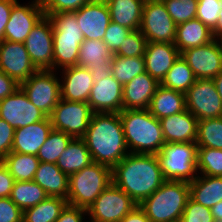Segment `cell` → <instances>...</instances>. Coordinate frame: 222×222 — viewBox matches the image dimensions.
Instances as JSON below:
<instances>
[{
    "label": "cell",
    "mask_w": 222,
    "mask_h": 222,
    "mask_svg": "<svg viewBox=\"0 0 222 222\" xmlns=\"http://www.w3.org/2000/svg\"><path fill=\"white\" fill-rule=\"evenodd\" d=\"M158 157L153 154H127L112 168V183L137 205L151 196L164 182Z\"/></svg>",
    "instance_id": "1"
},
{
    "label": "cell",
    "mask_w": 222,
    "mask_h": 222,
    "mask_svg": "<svg viewBox=\"0 0 222 222\" xmlns=\"http://www.w3.org/2000/svg\"><path fill=\"white\" fill-rule=\"evenodd\" d=\"M82 139L93 162L110 168L129 154L119 113H93Z\"/></svg>",
    "instance_id": "2"
},
{
    "label": "cell",
    "mask_w": 222,
    "mask_h": 222,
    "mask_svg": "<svg viewBox=\"0 0 222 222\" xmlns=\"http://www.w3.org/2000/svg\"><path fill=\"white\" fill-rule=\"evenodd\" d=\"M129 153L156 155L165 144L160 121L148 109L119 113Z\"/></svg>",
    "instance_id": "3"
},
{
    "label": "cell",
    "mask_w": 222,
    "mask_h": 222,
    "mask_svg": "<svg viewBox=\"0 0 222 222\" xmlns=\"http://www.w3.org/2000/svg\"><path fill=\"white\" fill-rule=\"evenodd\" d=\"M189 198V182L166 180L139 207L151 222H176L181 220Z\"/></svg>",
    "instance_id": "4"
},
{
    "label": "cell",
    "mask_w": 222,
    "mask_h": 222,
    "mask_svg": "<svg viewBox=\"0 0 222 222\" xmlns=\"http://www.w3.org/2000/svg\"><path fill=\"white\" fill-rule=\"evenodd\" d=\"M48 16L53 25V69L77 66L80 45L84 41L76 11Z\"/></svg>",
    "instance_id": "5"
},
{
    "label": "cell",
    "mask_w": 222,
    "mask_h": 222,
    "mask_svg": "<svg viewBox=\"0 0 222 222\" xmlns=\"http://www.w3.org/2000/svg\"><path fill=\"white\" fill-rule=\"evenodd\" d=\"M111 183L112 168L92 162L69 176L68 204L87 210Z\"/></svg>",
    "instance_id": "6"
},
{
    "label": "cell",
    "mask_w": 222,
    "mask_h": 222,
    "mask_svg": "<svg viewBox=\"0 0 222 222\" xmlns=\"http://www.w3.org/2000/svg\"><path fill=\"white\" fill-rule=\"evenodd\" d=\"M156 156L165 180L191 182L197 177L196 143H165Z\"/></svg>",
    "instance_id": "7"
},
{
    "label": "cell",
    "mask_w": 222,
    "mask_h": 222,
    "mask_svg": "<svg viewBox=\"0 0 222 222\" xmlns=\"http://www.w3.org/2000/svg\"><path fill=\"white\" fill-rule=\"evenodd\" d=\"M137 203L111 183L87 209L91 222H120Z\"/></svg>",
    "instance_id": "8"
},
{
    "label": "cell",
    "mask_w": 222,
    "mask_h": 222,
    "mask_svg": "<svg viewBox=\"0 0 222 222\" xmlns=\"http://www.w3.org/2000/svg\"><path fill=\"white\" fill-rule=\"evenodd\" d=\"M176 26L162 0L145 1L139 29L147 42L174 43Z\"/></svg>",
    "instance_id": "9"
},
{
    "label": "cell",
    "mask_w": 222,
    "mask_h": 222,
    "mask_svg": "<svg viewBox=\"0 0 222 222\" xmlns=\"http://www.w3.org/2000/svg\"><path fill=\"white\" fill-rule=\"evenodd\" d=\"M53 71L38 70L20 84L31 103L47 116L52 114L61 99L59 79L55 77Z\"/></svg>",
    "instance_id": "10"
},
{
    "label": "cell",
    "mask_w": 222,
    "mask_h": 222,
    "mask_svg": "<svg viewBox=\"0 0 222 222\" xmlns=\"http://www.w3.org/2000/svg\"><path fill=\"white\" fill-rule=\"evenodd\" d=\"M93 115L87 102L60 99L49 116L52 128L65 132L73 138H82Z\"/></svg>",
    "instance_id": "11"
},
{
    "label": "cell",
    "mask_w": 222,
    "mask_h": 222,
    "mask_svg": "<svg viewBox=\"0 0 222 222\" xmlns=\"http://www.w3.org/2000/svg\"><path fill=\"white\" fill-rule=\"evenodd\" d=\"M185 99L186 109L198 120L222 117V100L213 79H196Z\"/></svg>",
    "instance_id": "12"
},
{
    "label": "cell",
    "mask_w": 222,
    "mask_h": 222,
    "mask_svg": "<svg viewBox=\"0 0 222 222\" xmlns=\"http://www.w3.org/2000/svg\"><path fill=\"white\" fill-rule=\"evenodd\" d=\"M180 55L196 79H213L222 71V43L217 38L205 45L188 48Z\"/></svg>",
    "instance_id": "13"
},
{
    "label": "cell",
    "mask_w": 222,
    "mask_h": 222,
    "mask_svg": "<svg viewBox=\"0 0 222 222\" xmlns=\"http://www.w3.org/2000/svg\"><path fill=\"white\" fill-rule=\"evenodd\" d=\"M24 45L37 70H53V25L48 16L32 28Z\"/></svg>",
    "instance_id": "14"
},
{
    "label": "cell",
    "mask_w": 222,
    "mask_h": 222,
    "mask_svg": "<svg viewBox=\"0 0 222 222\" xmlns=\"http://www.w3.org/2000/svg\"><path fill=\"white\" fill-rule=\"evenodd\" d=\"M46 117L45 113L31 103L20 86L11 95L0 100V118L14 129L37 123Z\"/></svg>",
    "instance_id": "15"
},
{
    "label": "cell",
    "mask_w": 222,
    "mask_h": 222,
    "mask_svg": "<svg viewBox=\"0 0 222 222\" xmlns=\"http://www.w3.org/2000/svg\"><path fill=\"white\" fill-rule=\"evenodd\" d=\"M0 70L19 85L38 70L33 65L24 43L0 42Z\"/></svg>",
    "instance_id": "16"
},
{
    "label": "cell",
    "mask_w": 222,
    "mask_h": 222,
    "mask_svg": "<svg viewBox=\"0 0 222 222\" xmlns=\"http://www.w3.org/2000/svg\"><path fill=\"white\" fill-rule=\"evenodd\" d=\"M45 16L40 0L31 5L14 3L9 21L5 27L4 40L24 43L32 28Z\"/></svg>",
    "instance_id": "17"
},
{
    "label": "cell",
    "mask_w": 222,
    "mask_h": 222,
    "mask_svg": "<svg viewBox=\"0 0 222 222\" xmlns=\"http://www.w3.org/2000/svg\"><path fill=\"white\" fill-rule=\"evenodd\" d=\"M77 23L84 40H102L111 22L110 10L105 0H92L76 11Z\"/></svg>",
    "instance_id": "18"
},
{
    "label": "cell",
    "mask_w": 222,
    "mask_h": 222,
    "mask_svg": "<svg viewBox=\"0 0 222 222\" xmlns=\"http://www.w3.org/2000/svg\"><path fill=\"white\" fill-rule=\"evenodd\" d=\"M87 103L93 113H120L123 110V85L112 74L94 82Z\"/></svg>",
    "instance_id": "19"
},
{
    "label": "cell",
    "mask_w": 222,
    "mask_h": 222,
    "mask_svg": "<svg viewBox=\"0 0 222 222\" xmlns=\"http://www.w3.org/2000/svg\"><path fill=\"white\" fill-rule=\"evenodd\" d=\"M179 56L180 52L174 43L147 42L145 72L161 83Z\"/></svg>",
    "instance_id": "20"
},
{
    "label": "cell",
    "mask_w": 222,
    "mask_h": 222,
    "mask_svg": "<svg viewBox=\"0 0 222 222\" xmlns=\"http://www.w3.org/2000/svg\"><path fill=\"white\" fill-rule=\"evenodd\" d=\"M159 121L165 143H196L198 119L187 109Z\"/></svg>",
    "instance_id": "21"
},
{
    "label": "cell",
    "mask_w": 222,
    "mask_h": 222,
    "mask_svg": "<svg viewBox=\"0 0 222 222\" xmlns=\"http://www.w3.org/2000/svg\"><path fill=\"white\" fill-rule=\"evenodd\" d=\"M159 85L147 72L134 77L123 86V110L148 109Z\"/></svg>",
    "instance_id": "22"
},
{
    "label": "cell",
    "mask_w": 222,
    "mask_h": 222,
    "mask_svg": "<svg viewBox=\"0 0 222 222\" xmlns=\"http://www.w3.org/2000/svg\"><path fill=\"white\" fill-rule=\"evenodd\" d=\"M64 83L60 84L61 99L87 102L94 85L93 77L86 67L72 66L63 69Z\"/></svg>",
    "instance_id": "23"
},
{
    "label": "cell",
    "mask_w": 222,
    "mask_h": 222,
    "mask_svg": "<svg viewBox=\"0 0 222 222\" xmlns=\"http://www.w3.org/2000/svg\"><path fill=\"white\" fill-rule=\"evenodd\" d=\"M52 130L50 117L37 123L16 128L11 152L37 155Z\"/></svg>",
    "instance_id": "24"
},
{
    "label": "cell",
    "mask_w": 222,
    "mask_h": 222,
    "mask_svg": "<svg viewBox=\"0 0 222 222\" xmlns=\"http://www.w3.org/2000/svg\"><path fill=\"white\" fill-rule=\"evenodd\" d=\"M48 196L67 200L69 194V177L56 164L40 162L33 179Z\"/></svg>",
    "instance_id": "25"
},
{
    "label": "cell",
    "mask_w": 222,
    "mask_h": 222,
    "mask_svg": "<svg viewBox=\"0 0 222 222\" xmlns=\"http://www.w3.org/2000/svg\"><path fill=\"white\" fill-rule=\"evenodd\" d=\"M214 39L213 31L194 18L176 26L174 44L181 53L188 48L205 45Z\"/></svg>",
    "instance_id": "26"
},
{
    "label": "cell",
    "mask_w": 222,
    "mask_h": 222,
    "mask_svg": "<svg viewBox=\"0 0 222 222\" xmlns=\"http://www.w3.org/2000/svg\"><path fill=\"white\" fill-rule=\"evenodd\" d=\"M148 110L158 120L183 112L186 110L185 94L160 84L151 99Z\"/></svg>",
    "instance_id": "27"
},
{
    "label": "cell",
    "mask_w": 222,
    "mask_h": 222,
    "mask_svg": "<svg viewBox=\"0 0 222 222\" xmlns=\"http://www.w3.org/2000/svg\"><path fill=\"white\" fill-rule=\"evenodd\" d=\"M111 21L131 31L140 28L145 0H105Z\"/></svg>",
    "instance_id": "28"
},
{
    "label": "cell",
    "mask_w": 222,
    "mask_h": 222,
    "mask_svg": "<svg viewBox=\"0 0 222 222\" xmlns=\"http://www.w3.org/2000/svg\"><path fill=\"white\" fill-rule=\"evenodd\" d=\"M93 162L91 154L82 138H73L61 153L56 165L68 177L79 172Z\"/></svg>",
    "instance_id": "29"
},
{
    "label": "cell",
    "mask_w": 222,
    "mask_h": 222,
    "mask_svg": "<svg viewBox=\"0 0 222 222\" xmlns=\"http://www.w3.org/2000/svg\"><path fill=\"white\" fill-rule=\"evenodd\" d=\"M202 176L189 182L190 198L211 209L222 201V177Z\"/></svg>",
    "instance_id": "30"
},
{
    "label": "cell",
    "mask_w": 222,
    "mask_h": 222,
    "mask_svg": "<svg viewBox=\"0 0 222 222\" xmlns=\"http://www.w3.org/2000/svg\"><path fill=\"white\" fill-rule=\"evenodd\" d=\"M67 204L66 199L48 196L34 207L23 211V222H55Z\"/></svg>",
    "instance_id": "31"
},
{
    "label": "cell",
    "mask_w": 222,
    "mask_h": 222,
    "mask_svg": "<svg viewBox=\"0 0 222 222\" xmlns=\"http://www.w3.org/2000/svg\"><path fill=\"white\" fill-rule=\"evenodd\" d=\"M2 162L8 168L14 181L33 180L40 163L36 155L17 152H10Z\"/></svg>",
    "instance_id": "32"
},
{
    "label": "cell",
    "mask_w": 222,
    "mask_h": 222,
    "mask_svg": "<svg viewBox=\"0 0 222 222\" xmlns=\"http://www.w3.org/2000/svg\"><path fill=\"white\" fill-rule=\"evenodd\" d=\"M48 197L46 191L33 180L15 181L10 199L22 210L34 207Z\"/></svg>",
    "instance_id": "33"
},
{
    "label": "cell",
    "mask_w": 222,
    "mask_h": 222,
    "mask_svg": "<svg viewBox=\"0 0 222 222\" xmlns=\"http://www.w3.org/2000/svg\"><path fill=\"white\" fill-rule=\"evenodd\" d=\"M113 55L104 41L86 39L80 45L77 65L86 68L102 66L107 60H112Z\"/></svg>",
    "instance_id": "34"
},
{
    "label": "cell",
    "mask_w": 222,
    "mask_h": 222,
    "mask_svg": "<svg viewBox=\"0 0 222 222\" xmlns=\"http://www.w3.org/2000/svg\"><path fill=\"white\" fill-rule=\"evenodd\" d=\"M195 81L196 77L192 69L180 55L160 84L185 94Z\"/></svg>",
    "instance_id": "35"
},
{
    "label": "cell",
    "mask_w": 222,
    "mask_h": 222,
    "mask_svg": "<svg viewBox=\"0 0 222 222\" xmlns=\"http://www.w3.org/2000/svg\"><path fill=\"white\" fill-rule=\"evenodd\" d=\"M145 72L144 57H119L113 55L111 74L123 86Z\"/></svg>",
    "instance_id": "36"
},
{
    "label": "cell",
    "mask_w": 222,
    "mask_h": 222,
    "mask_svg": "<svg viewBox=\"0 0 222 222\" xmlns=\"http://www.w3.org/2000/svg\"><path fill=\"white\" fill-rule=\"evenodd\" d=\"M197 148L222 150V117L198 120Z\"/></svg>",
    "instance_id": "37"
},
{
    "label": "cell",
    "mask_w": 222,
    "mask_h": 222,
    "mask_svg": "<svg viewBox=\"0 0 222 222\" xmlns=\"http://www.w3.org/2000/svg\"><path fill=\"white\" fill-rule=\"evenodd\" d=\"M72 136L52 128L46 142L40 147L37 157L40 162L56 164L61 153L66 149Z\"/></svg>",
    "instance_id": "38"
},
{
    "label": "cell",
    "mask_w": 222,
    "mask_h": 222,
    "mask_svg": "<svg viewBox=\"0 0 222 222\" xmlns=\"http://www.w3.org/2000/svg\"><path fill=\"white\" fill-rule=\"evenodd\" d=\"M203 175L222 177V150L197 148V170Z\"/></svg>",
    "instance_id": "39"
},
{
    "label": "cell",
    "mask_w": 222,
    "mask_h": 222,
    "mask_svg": "<svg viewBox=\"0 0 222 222\" xmlns=\"http://www.w3.org/2000/svg\"><path fill=\"white\" fill-rule=\"evenodd\" d=\"M176 25L196 18L198 0H162Z\"/></svg>",
    "instance_id": "40"
},
{
    "label": "cell",
    "mask_w": 222,
    "mask_h": 222,
    "mask_svg": "<svg viewBox=\"0 0 222 222\" xmlns=\"http://www.w3.org/2000/svg\"><path fill=\"white\" fill-rule=\"evenodd\" d=\"M147 39L141 33L140 29L131 31L119 50L114 54L119 57H144Z\"/></svg>",
    "instance_id": "41"
},
{
    "label": "cell",
    "mask_w": 222,
    "mask_h": 222,
    "mask_svg": "<svg viewBox=\"0 0 222 222\" xmlns=\"http://www.w3.org/2000/svg\"><path fill=\"white\" fill-rule=\"evenodd\" d=\"M221 10L220 0H198L196 18L213 30L216 27Z\"/></svg>",
    "instance_id": "42"
},
{
    "label": "cell",
    "mask_w": 222,
    "mask_h": 222,
    "mask_svg": "<svg viewBox=\"0 0 222 222\" xmlns=\"http://www.w3.org/2000/svg\"><path fill=\"white\" fill-rule=\"evenodd\" d=\"M182 222H214L210 208L203 206L189 198L182 217Z\"/></svg>",
    "instance_id": "43"
},
{
    "label": "cell",
    "mask_w": 222,
    "mask_h": 222,
    "mask_svg": "<svg viewBox=\"0 0 222 222\" xmlns=\"http://www.w3.org/2000/svg\"><path fill=\"white\" fill-rule=\"evenodd\" d=\"M92 0H40L45 15L75 12Z\"/></svg>",
    "instance_id": "44"
},
{
    "label": "cell",
    "mask_w": 222,
    "mask_h": 222,
    "mask_svg": "<svg viewBox=\"0 0 222 222\" xmlns=\"http://www.w3.org/2000/svg\"><path fill=\"white\" fill-rule=\"evenodd\" d=\"M130 32V29L111 21L106 29L103 41L111 52L115 54Z\"/></svg>",
    "instance_id": "45"
},
{
    "label": "cell",
    "mask_w": 222,
    "mask_h": 222,
    "mask_svg": "<svg viewBox=\"0 0 222 222\" xmlns=\"http://www.w3.org/2000/svg\"><path fill=\"white\" fill-rule=\"evenodd\" d=\"M0 222H23V211L10 197L0 198Z\"/></svg>",
    "instance_id": "46"
},
{
    "label": "cell",
    "mask_w": 222,
    "mask_h": 222,
    "mask_svg": "<svg viewBox=\"0 0 222 222\" xmlns=\"http://www.w3.org/2000/svg\"><path fill=\"white\" fill-rule=\"evenodd\" d=\"M14 133L15 129L0 118V158L2 160L11 152Z\"/></svg>",
    "instance_id": "47"
},
{
    "label": "cell",
    "mask_w": 222,
    "mask_h": 222,
    "mask_svg": "<svg viewBox=\"0 0 222 222\" xmlns=\"http://www.w3.org/2000/svg\"><path fill=\"white\" fill-rule=\"evenodd\" d=\"M86 209L67 204L55 222H83V214Z\"/></svg>",
    "instance_id": "48"
},
{
    "label": "cell",
    "mask_w": 222,
    "mask_h": 222,
    "mask_svg": "<svg viewBox=\"0 0 222 222\" xmlns=\"http://www.w3.org/2000/svg\"><path fill=\"white\" fill-rule=\"evenodd\" d=\"M14 182L13 176L2 162L0 164V198L10 197Z\"/></svg>",
    "instance_id": "49"
},
{
    "label": "cell",
    "mask_w": 222,
    "mask_h": 222,
    "mask_svg": "<svg viewBox=\"0 0 222 222\" xmlns=\"http://www.w3.org/2000/svg\"><path fill=\"white\" fill-rule=\"evenodd\" d=\"M17 0H0V42L4 40L5 27L9 21L10 13Z\"/></svg>",
    "instance_id": "50"
},
{
    "label": "cell",
    "mask_w": 222,
    "mask_h": 222,
    "mask_svg": "<svg viewBox=\"0 0 222 222\" xmlns=\"http://www.w3.org/2000/svg\"><path fill=\"white\" fill-rule=\"evenodd\" d=\"M20 85L0 70V100L11 95Z\"/></svg>",
    "instance_id": "51"
},
{
    "label": "cell",
    "mask_w": 222,
    "mask_h": 222,
    "mask_svg": "<svg viewBox=\"0 0 222 222\" xmlns=\"http://www.w3.org/2000/svg\"><path fill=\"white\" fill-rule=\"evenodd\" d=\"M111 62L112 60H107L102 66L87 67L93 77L94 82H99L100 80L111 75Z\"/></svg>",
    "instance_id": "52"
},
{
    "label": "cell",
    "mask_w": 222,
    "mask_h": 222,
    "mask_svg": "<svg viewBox=\"0 0 222 222\" xmlns=\"http://www.w3.org/2000/svg\"><path fill=\"white\" fill-rule=\"evenodd\" d=\"M120 222H151V220L138 205L131 212H129Z\"/></svg>",
    "instance_id": "53"
},
{
    "label": "cell",
    "mask_w": 222,
    "mask_h": 222,
    "mask_svg": "<svg viewBox=\"0 0 222 222\" xmlns=\"http://www.w3.org/2000/svg\"><path fill=\"white\" fill-rule=\"evenodd\" d=\"M210 210L214 220H222V201L215 204Z\"/></svg>",
    "instance_id": "54"
},
{
    "label": "cell",
    "mask_w": 222,
    "mask_h": 222,
    "mask_svg": "<svg viewBox=\"0 0 222 222\" xmlns=\"http://www.w3.org/2000/svg\"><path fill=\"white\" fill-rule=\"evenodd\" d=\"M214 38L222 37V10L219 12V18L216 24V27L212 30Z\"/></svg>",
    "instance_id": "55"
},
{
    "label": "cell",
    "mask_w": 222,
    "mask_h": 222,
    "mask_svg": "<svg viewBox=\"0 0 222 222\" xmlns=\"http://www.w3.org/2000/svg\"><path fill=\"white\" fill-rule=\"evenodd\" d=\"M213 82L222 100V71L216 77L213 78Z\"/></svg>",
    "instance_id": "56"
},
{
    "label": "cell",
    "mask_w": 222,
    "mask_h": 222,
    "mask_svg": "<svg viewBox=\"0 0 222 222\" xmlns=\"http://www.w3.org/2000/svg\"><path fill=\"white\" fill-rule=\"evenodd\" d=\"M214 222H222V220H214Z\"/></svg>",
    "instance_id": "57"
}]
</instances>
